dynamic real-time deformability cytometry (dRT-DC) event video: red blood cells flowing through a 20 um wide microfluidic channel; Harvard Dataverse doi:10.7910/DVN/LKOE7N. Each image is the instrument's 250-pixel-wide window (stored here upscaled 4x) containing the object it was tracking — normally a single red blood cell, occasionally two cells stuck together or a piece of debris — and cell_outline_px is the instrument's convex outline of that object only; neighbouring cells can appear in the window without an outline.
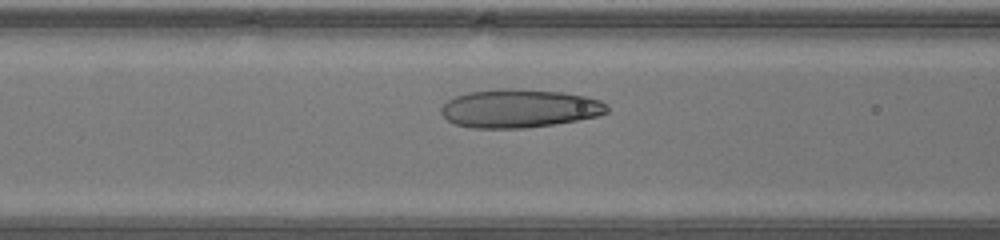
{"species": "human", "species_latin": "Homo sapiens", "temperature_condition": "warm", "stored_images_in_passage": 32, "camera_frame_rate_fps": 3000, "um_per_image_px": 0.085, "donor": {"sex": "male"}, "frame": {"image": 1, "passage_image": 12, "time_ms": 3.667, "image_size_px": [1000, 240], "cell_outline_px": [[608, 112], [596, 116], [556, 124], [524, 128], [472, 128], [456, 124], [448, 120], [440, 112], [440, 108], [448, 100], [456, 96], [468, 92], [504, 88], [520, 88], [560, 92], [584, 96], [600, 100], [608, 108]], "centroid_in_image_um": [44.12, 9.21], "position_along_channel_um": 122.5, "area_um2": 37.05}}
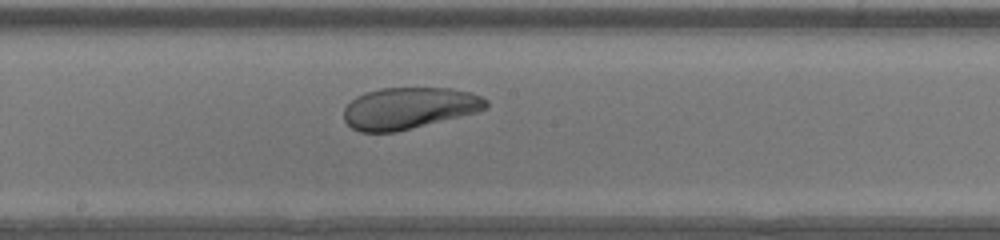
{"frame": {"image": 2, "passage_image": 18, "time_ms": 5.667, "image_size_px": [1000, 240], "cell_outline_px": [[488, 108], [480, 112], [396, 132], [360, 132], [352, 128], [344, 120], [344, 108], [356, 96], [364, 92], [380, 88], [452, 88], [472, 92], [488, 100]], "centroid_in_image_um": [34.8, 9.19], "position_along_channel_um": 213.4, "area_um2": 34.85}}
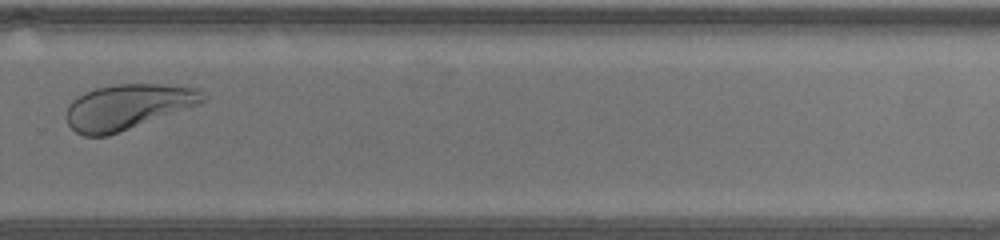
{"frame": {"image": 3, "passage_image": 25, "time_ms": 8.0, "image_size_px": [1000, 240], "cell_outline_px": [[208, 96], [204, 100], [196, 104], [108, 136], [84, 136], [76, 132], [68, 124], [68, 104], [72, 100], [84, 92], [96, 88], [116, 84], [164, 84], [200, 88]], "centroid_in_image_um": [10.83, 9.06], "position_along_channel_um": 319.0, "area_um2": 35.43}}